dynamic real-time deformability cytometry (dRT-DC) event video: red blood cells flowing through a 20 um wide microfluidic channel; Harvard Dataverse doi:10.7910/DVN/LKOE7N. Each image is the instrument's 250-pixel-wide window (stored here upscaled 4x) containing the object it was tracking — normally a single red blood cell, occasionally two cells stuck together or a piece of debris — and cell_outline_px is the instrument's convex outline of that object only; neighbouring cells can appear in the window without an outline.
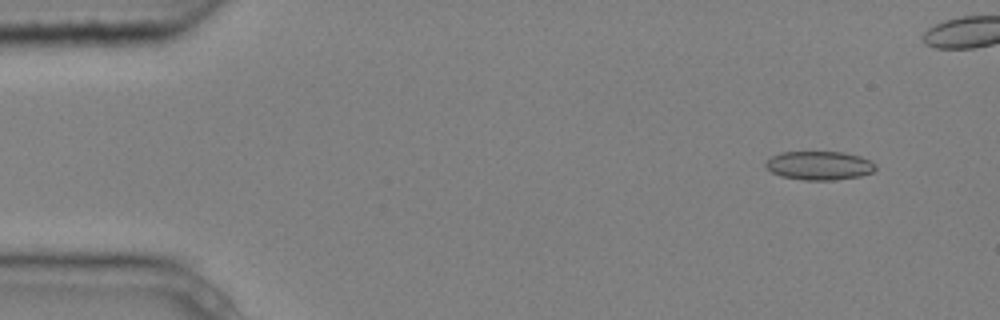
{"species": "common noctule bat (a hibernating species)", "species_latin": "Nyctalus noctula", "temperature_condition": "cold", "stored_images_in_passage": 6, "camera_frame_rate_fps": 3000, "um_per_image_px": 0.085, "animal": {"sex": "male", "body_mass_g": 20.4}, "frame": {"image": 1, "passage_image": 2, "time_ms": 0.333, "image_size_px": [1000, 320], "cell_outline_px": [[876, 168], [872, 172], [860, 176], [836, 180], [804, 180], [780, 176], [772, 172], [764, 164], [772, 156], [780, 152], [844, 152], [860, 156], [876, 164]], "centroid_in_image_um": [69.64, 14.07], "position_along_channel_um": 15.4, "area_um2": 18.38}}